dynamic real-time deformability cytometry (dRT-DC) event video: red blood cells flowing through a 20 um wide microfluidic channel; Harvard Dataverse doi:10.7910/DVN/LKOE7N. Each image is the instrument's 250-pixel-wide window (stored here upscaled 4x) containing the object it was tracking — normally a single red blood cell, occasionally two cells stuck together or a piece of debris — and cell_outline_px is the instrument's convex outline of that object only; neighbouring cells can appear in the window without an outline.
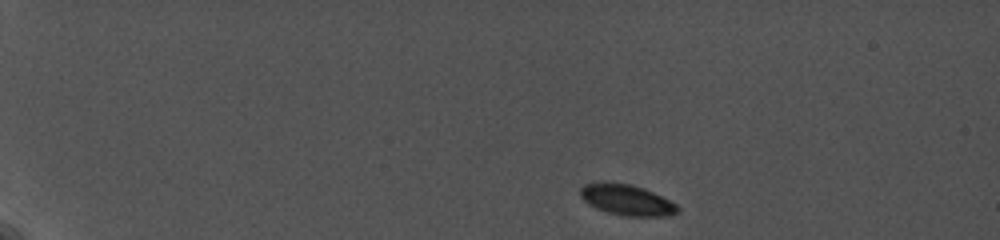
{"species": "common noctule bat (a hibernating species)", "species_latin": "Nyctalus noctula", "temperature_condition": "cold", "stored_images_in_passage": 11, "camera_frame_rate_fps": 5000, "um_per_image_px": 0.085, "animal": {"sex": "female", "body_mass_g": 19.0, "forearm_length_mm": 56.7}, "frame": {"image": 1, "passage_image": 1, "time_ms": 0.0, "image_size_px": [1000, 240], "cell_outline_px": [[680, 212], [672, 216], [624, 216], [608, 212], [596, 208], [588, 204], [580, 196], [580, 188], [584, 184], [632, 184], [644, 188], [676, 204], [680, 208]], "centroid_in_image_um": [53.33, 17.03], "position_along_channel_um": 31.7, "area_um2": 17.11}}